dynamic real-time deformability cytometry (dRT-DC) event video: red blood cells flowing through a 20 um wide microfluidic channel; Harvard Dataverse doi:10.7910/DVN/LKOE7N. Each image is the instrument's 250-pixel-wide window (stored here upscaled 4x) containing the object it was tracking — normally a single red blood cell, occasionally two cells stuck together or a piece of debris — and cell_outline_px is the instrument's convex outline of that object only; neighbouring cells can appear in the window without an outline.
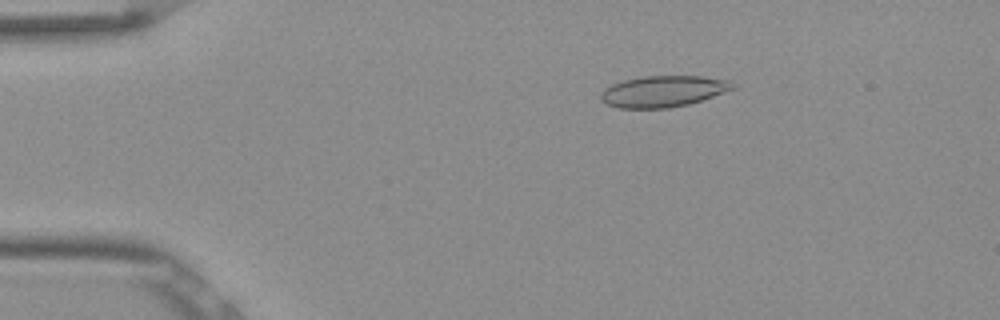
{"species": "Egyptian fruit bat (a non-hibernating species)", "species_latin": "Rousettus aegyptiacus", "temperature_condition": "room temperature", "stored_images_in_passage": 52, "camera_frame_rate_fps": 3000, "um_per_image_px": 0.085, "frame": {"image": 1, "passage_image": 9, "time_ms": 2.667, "image_size_px": [1000, 320], "cell_outline_px": [[736, 88], [688, 104], [668, 108], [620, 108], [608, 104], [600, 100], [600, 96], [604, 88], [612, 84], [624, 80], [640, 76], [700, 76], [728, 80]], "centroid_in_image_um": [56.33, 7.76], "position_along_channel_um": 28.7, "area_um2": 23.81}}
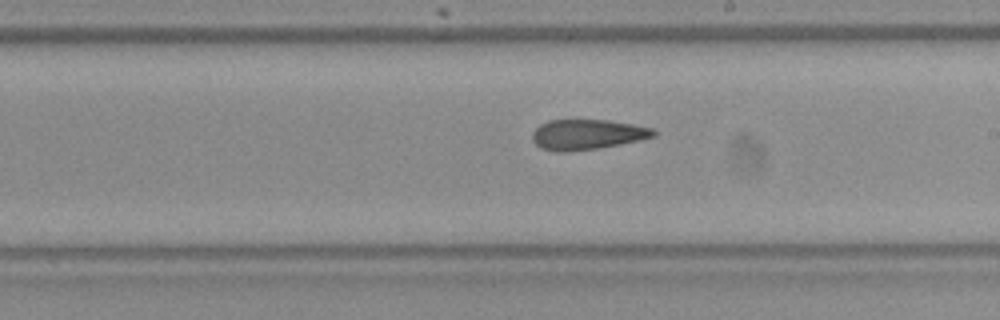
{"frame": {"image": 2, "passage_image": 30, "time_ms": 9.667, "image_size_px": [1000, 320], "cell_outline_px": [[656, 136], [640, 140], [600, 148], [568, 152], [560, 152], [540, 148], [532, 140], [532, 132], [540, 124], [548, 120], [608, 120], [632, 124], [652, 128], [656, 132]], "centroid_in_image_um": [49.89, 11.44], "position_along_channel_um": 239.1, "area_um2": 21.44}}
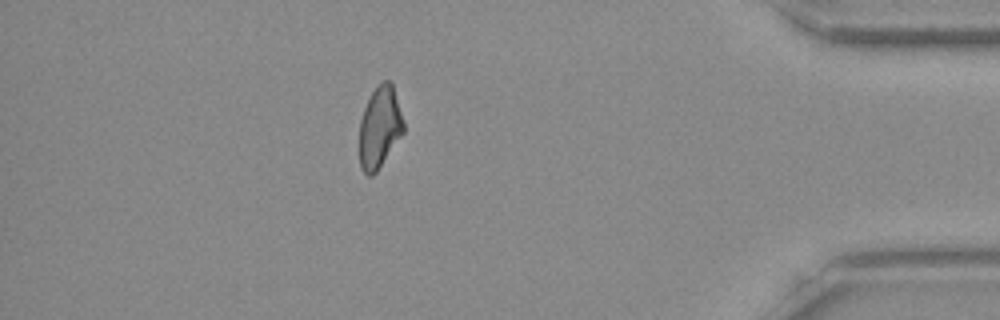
{"frame": {"image": 3, "passage_image": 46, "time_ms": 15.0, "image_size_px": [1000, 320], "cell_outline_px": [[404, 132], [376, 172], [372, 176], [368, 176], [360, 168], [360, 120], [364, 108], [376, 84], [380, 80], [388, 80], [392, 84], [404, 120]], "centroid_in_image_um": [32.27, 10.8], "position_along_channel_um": 402.9, "area_um2": 20.98}, "authors_computed_cell_mechanics": {"area_um2": 22.2819, "velocity_mm_per_s": 3.857, "shape_relaxation_time_tau1_ms": null, "shape_relaxation_time_tau2_ms": 2.4279, "deformation_change_tau1": null, "deformation_change_tau2": 0.0914}}